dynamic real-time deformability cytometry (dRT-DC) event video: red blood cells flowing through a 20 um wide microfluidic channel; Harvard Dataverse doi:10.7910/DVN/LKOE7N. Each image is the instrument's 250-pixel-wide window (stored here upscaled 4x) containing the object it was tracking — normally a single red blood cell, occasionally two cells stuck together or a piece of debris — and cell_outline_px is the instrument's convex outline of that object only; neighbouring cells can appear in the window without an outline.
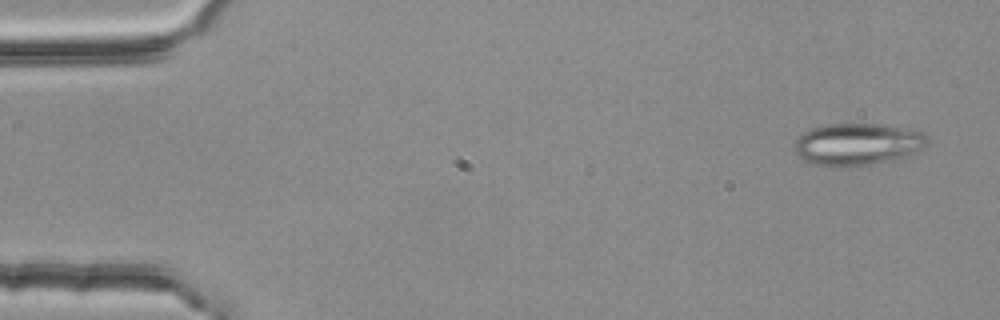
{"species": "common noctule bat (a hibernating species)", "species_latin": "Nyctalus noctula", "temperature_condition": "room temperature", "stored_images_in_passage": 4, "camera_frame_rate_fps": 3000, "um_per_image_px": 0.085, "animal": {"sex": "female", "body_mass_g": 25.1}, "frame": {"image": 1, "passage_image": 1, "time_ms": 0.0, "image_size_px": [1000, 320], "cell_outline_px": [[928, 144], [924, 148], [908, 156], [892, 160], [872, 164], [812, 164], [804, 160], [796, 152], [792, 144], [796, 136], [812, 128], [828, 124], [876, 124], [924, 132], [928, 136]], "centroid_in_image_um": [72.9, 12.23], "position_along_channel_um": 12.1, "area_um2": 32.08}}